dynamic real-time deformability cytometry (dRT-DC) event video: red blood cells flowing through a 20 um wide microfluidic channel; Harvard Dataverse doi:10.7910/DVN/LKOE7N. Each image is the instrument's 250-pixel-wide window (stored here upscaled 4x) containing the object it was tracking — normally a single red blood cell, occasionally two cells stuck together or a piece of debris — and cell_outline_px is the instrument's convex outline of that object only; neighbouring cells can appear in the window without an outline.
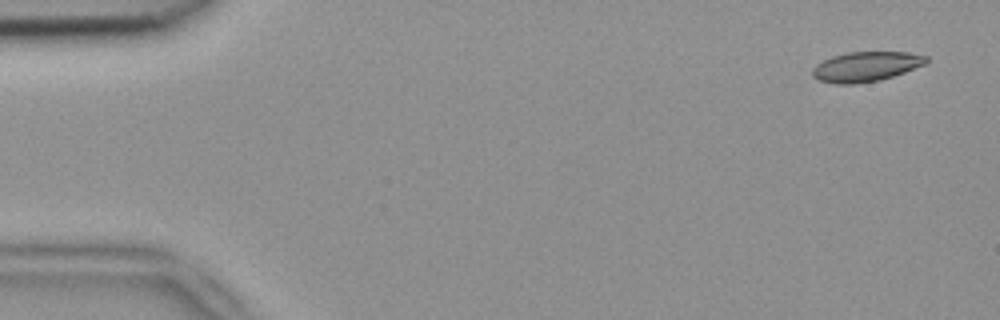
{"species": "common noctule bat (a hibernating species)", "species_latin": "Nyctalus noctula", "temperature_condition": "room temperature", "stored_images_in_passage": 5, "camera_frame_rate_fps": 3000, "um_per_image_px": 0.085, "animal": {"sex": "female", "body_mass_g": 18.4}, "frame": {"image": 1, "passage_image": 1, "time_ms": 0.0, "image_size_px": [1000, 320], "cell_outline_px": [[928, 60], [924, 64], [904, 72], [880, 80], [852, 84], [836, 84], [820, 80], [812, 76], [812, 68], [816, 64], [832, 56], [848, 52], [908, 52], [928, 56]], "centroid_in_image_um": [73.58, 5.65], "position_along_channel_um": 11.4, "area_um2": 19.65}}
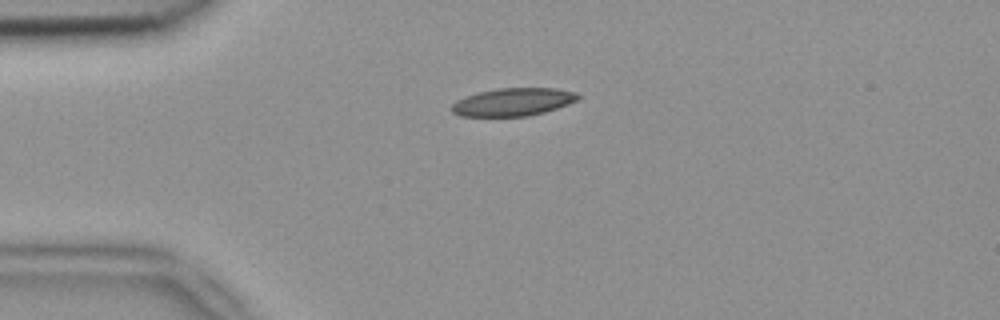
{"frame": {"image": 2, "passage_image": 4, "time_ms": 1.0, "image_size_px": [1000, 320], "cell_outline_px": [[580, 96], [576, 100], [568, 104], [544, 112], [528, 116], [460, 116], [452, 112], [448, 108], [456, 100], [464, 96], [496, 88], [552, 88], [576, 92]], "centroid_in_image_um": [43.55, 8.67], "position_along_channel_um": 41.4, "area_um2": 20.52}}